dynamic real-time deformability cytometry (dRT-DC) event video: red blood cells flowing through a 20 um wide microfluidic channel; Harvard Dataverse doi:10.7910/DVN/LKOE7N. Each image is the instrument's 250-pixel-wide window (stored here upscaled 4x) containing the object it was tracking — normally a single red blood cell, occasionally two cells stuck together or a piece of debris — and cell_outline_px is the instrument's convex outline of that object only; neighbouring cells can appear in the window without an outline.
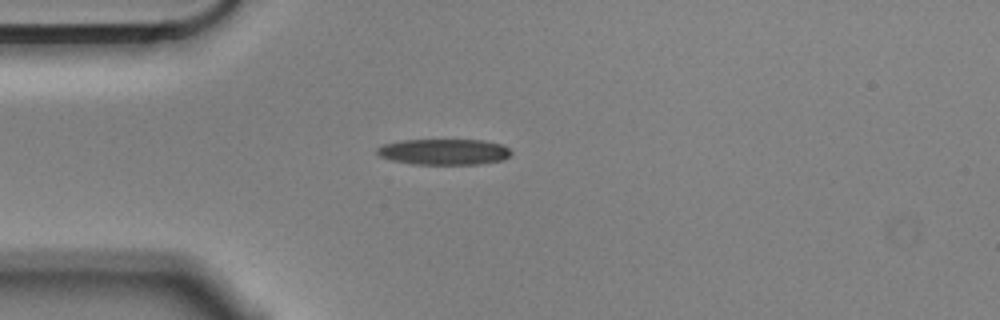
{"species": "Egyptian fruit bat (a non-hibernating species)", "species_latin": "Rousettus aegyptiacus", "temperature_condition": "cold", "stored_images_in_passage": 42, "camera_frame_rate_fps": 3000, "um_per_image_px": 0.085, "animal": {"sex": "male"}, "frame": {"image": 1, "passage_image": 1, "time_ms": 0.0, "image_size_px": [1000, 320], "cell_outline_px": [[512, 152], [504, 160], [480, 164], [412, 164], [392, 160], [380, 156], [376, 152], [376, 148], [384, 144], [400, 140], [484, 140], [500, 144], [508, 148]], "centroid_in_image_um": [37.73, 12.9], "position_along_channel_um": 47.3, "area_um2": 20.23}}
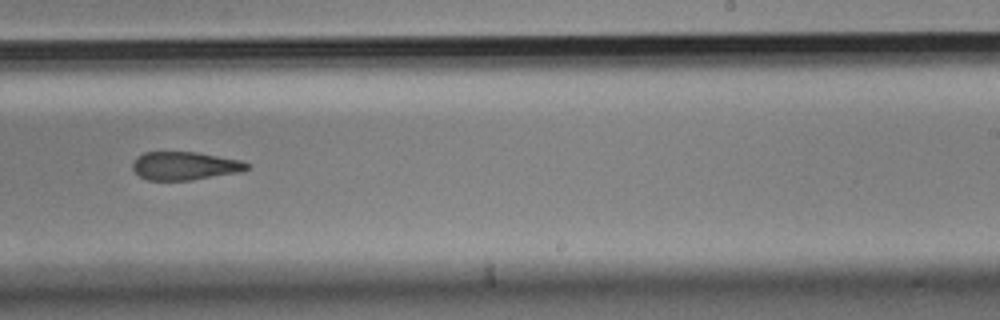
{"frame": {"image": 2, "passage_image": 21, "time_ms": 6.667, "image_size_px": [1000, 320], "cell_outline_px": [[248, 168], [240, 172], [192, 180], [148, 180], [140, 176], [132, 168], [132, 164], [136, 156], [144, 152], [196, 152], [244, 160], [248, 164]], "centroid_in_image_um": [15.71, 14.09], "position_along_channel_um": 273.3, "area_um2": 18.9}}
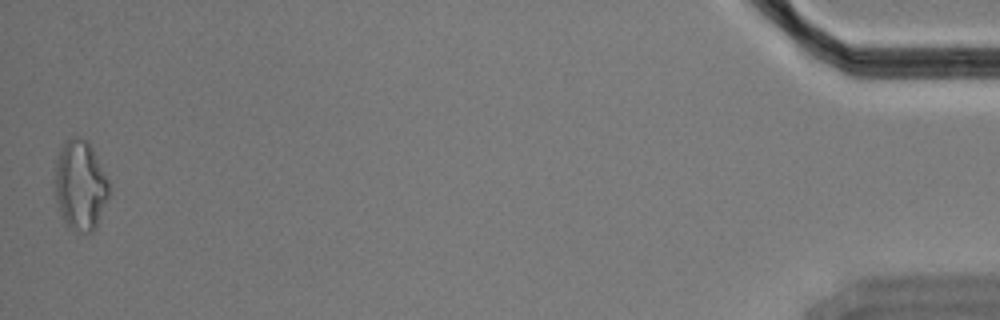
{"frame": {"image": 3, "passage_image": 42, "time_ms": 13.667, "image_size_px": [1000, 320], "cell_outline_px": [[108, 196], [96, 228], [92, 232], [76, 232], [64, 224], [56, 200], [56, 156], [64, 140], [76, 136], [80, 136], [88, 140], [108, 180]], "centroid_in_image_um": [6.81, 15.74], "position_along_channel_um": 428.4, "area_um2": 28.32}, "authors_computed_cell_mechanics": {"area_um2": 20.6635, "velocity_mm_per_s": 3.5644, "shape_relaxation_time_tau1_ms": null, "shape_relaxation_time_tau2_ms": 7.2567, "deformation_change_tau1": null, "deformation_change_tau2": 0.1929}}